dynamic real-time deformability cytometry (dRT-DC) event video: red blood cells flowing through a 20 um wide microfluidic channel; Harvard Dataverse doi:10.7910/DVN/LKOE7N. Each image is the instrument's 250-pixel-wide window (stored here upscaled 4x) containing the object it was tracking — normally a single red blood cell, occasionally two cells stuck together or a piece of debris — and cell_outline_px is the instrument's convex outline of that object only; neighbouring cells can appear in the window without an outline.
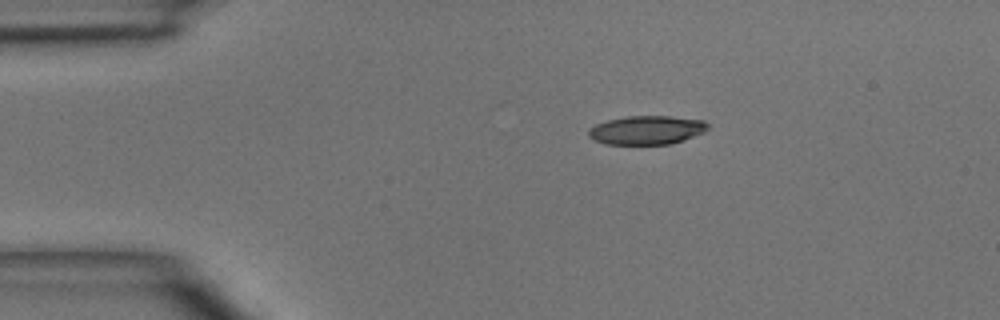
{"species": "common noctule bat (a hibernating species)", "species_latin": "Nyctalus noctula", "temperature_condition": "room temperature", "stored_images_in_passage": 2, "camera_frame_rate_fps": 3000, "um_per_image_px": 0.085, "animal": {"sex": "male", "body_mass_g": 15.6}, "frame": {"image": 1, "passage_image": 1, "time_ms": 0.0, "image_size_px": [1000, 320], "cell_outline_px": [[708, 128], [704, 132], [684, 140], [672, 144], [604, 144], [588, 136], [588, 128], [596, 124], [608, 120], [628, 116], [668, 116], [704, 120], [708, 124]], "centroid_in_image_um": [54.97, 11.06], "position_along_channel_um": 30.0, "area_um2": 20.0}}